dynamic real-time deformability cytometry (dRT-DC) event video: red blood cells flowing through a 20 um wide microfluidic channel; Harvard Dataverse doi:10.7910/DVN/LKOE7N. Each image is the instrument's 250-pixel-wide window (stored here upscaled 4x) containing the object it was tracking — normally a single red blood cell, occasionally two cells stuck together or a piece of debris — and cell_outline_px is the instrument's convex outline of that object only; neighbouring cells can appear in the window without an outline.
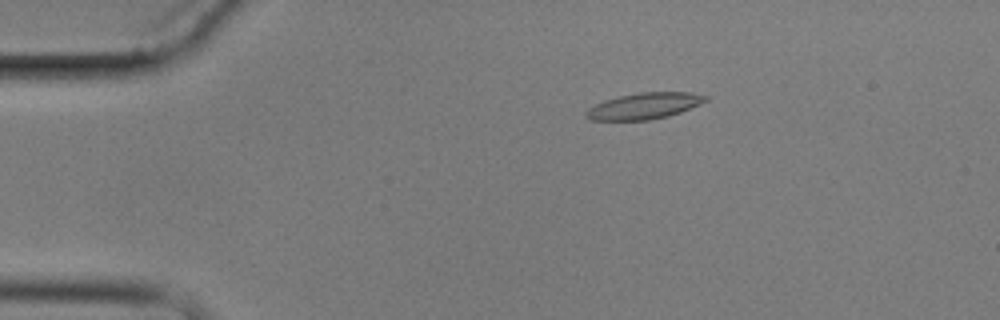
{"species": "common noctule bat (a hibernating species)", "species_latin": "Nyctalus noctula", "temperature_condition": "cold", "stored_images_in_passage": 8, "camera_frame_rate_fps": 3000, "um_per_image_px": 0.085, "animal": {"sex": "male", "body_mass_g": 17.9}, "frame": {"image": 1, "passage_image": 4, "time_ms": 3.333, "image_size_px": [1000, 320], "cell_outline_px": [[708, 100], [700, 104], [680, 112], [668, 116], [648, 120], [588, 120], [584, 112], [588, 108], [604, 100], [620, 96], [640, 92], [692, 92], [708, 96]], "centroid_in_image_um": [54.76, 9.0], "position_along_channel_um": 30.2, "area_um2": 18.26}}
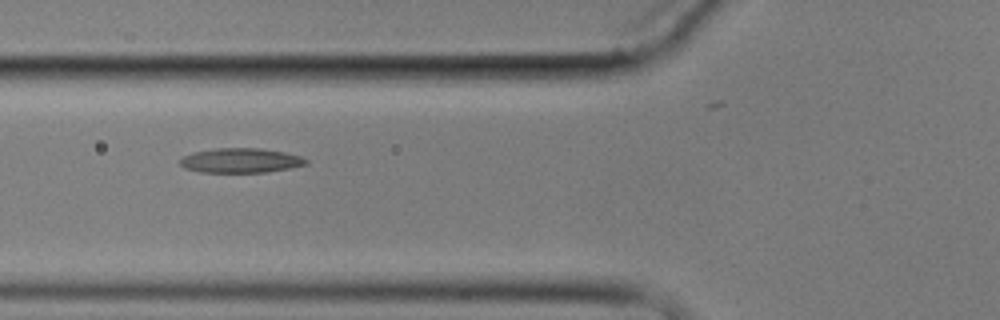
{"frame": {"image": 2, "passage_image": 7, "time_ms": 7.0, "image_size_px": [1000, 320], "cell_outline_px": [[308, 164], [288, 168], [264, 172], [200, 172], [184, 168], [180, 164], [180, 160], [184, 156], [192, 152], [216, 148], [260, 148], [284, 152], [300, 156], [308, 160]], "centroid_in_image_um": [20.44, 13.63], "position_along_channel_um": 105.4, "area_um2": 17.98}}
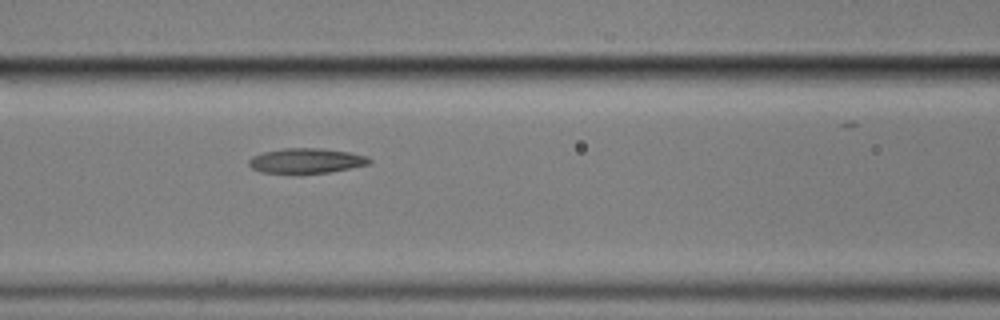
{"frame": {"image": 3, "passage_image": 8, "time_ms": 8.0, "image_size_px": [1000, 320], "cell_outline_px": [[372, 164], [328, 172], [260, 172], [252, 168], [248, 164], [248, 160], [252, 156], [264, 152], [284, 148], [320, 148], [348, 152], [368, 156], [372, 160]], "centroid_in_image_um": [26.06, 13.64], "position_along_channel_um": 140.5, "area_um2": 17.28}}